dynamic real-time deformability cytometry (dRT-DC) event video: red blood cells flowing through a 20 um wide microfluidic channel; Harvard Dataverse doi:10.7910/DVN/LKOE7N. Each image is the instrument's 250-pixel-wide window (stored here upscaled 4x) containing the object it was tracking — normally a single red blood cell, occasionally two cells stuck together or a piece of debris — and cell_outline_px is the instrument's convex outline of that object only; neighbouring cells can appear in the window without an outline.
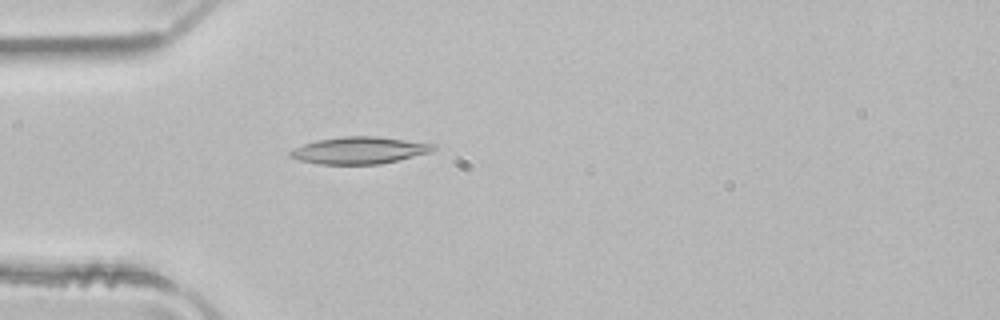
{"species": "common noctule bat (a hibernating species)", "species_latin": "Nyctalus noctula", "temperature_condition": "room temperature", "stored_images_in_passage": 2, "camera_frame_rate_fps": 3000, "um_per_image_px": 0.085, "animal": {"sex": "male", "body_mass_g": 21.5, "forearm_length_mm": 52.0}, "frame": {"image": 1, "passage_image": 2, "time_ms": 0.333, "image_size_px": [1000, 320], "cell_outline_px": [[436, 148], [428, 152], [380, 164], [320, 164], [300, 160], [288, 156], [288, 152], [304, 144], [316, 140], [344, 136], [376, 136], [436, 144]], "centroid_in_image_um": [30.51, 12.77], "position_along_channel_um": 54.5, "area_um2": 22.2}}